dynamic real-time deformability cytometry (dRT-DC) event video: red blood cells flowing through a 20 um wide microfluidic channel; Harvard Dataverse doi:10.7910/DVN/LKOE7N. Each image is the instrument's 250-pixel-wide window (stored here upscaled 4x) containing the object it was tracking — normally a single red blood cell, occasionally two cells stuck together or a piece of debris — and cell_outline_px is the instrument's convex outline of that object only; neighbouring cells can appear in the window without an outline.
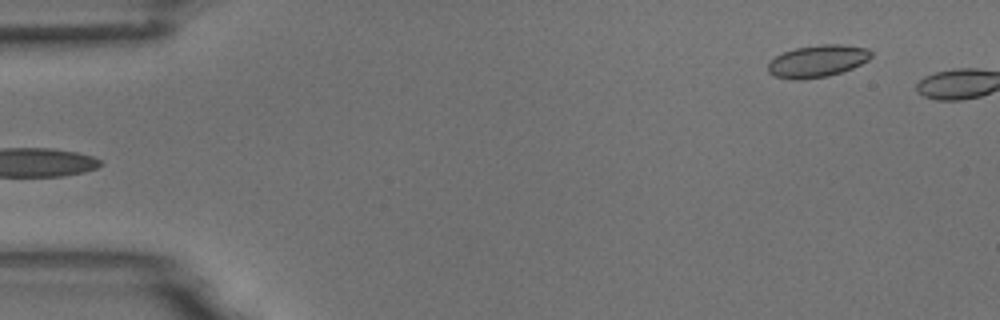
{"species": "common noctule bat (a hibernating species)", "species_latin": "Nyctalus noctula", "temperature_condition": "room temperature", "stored_images_in_passage": 4, "camera_frame_rate_fps": 3000, "um_per_image_px": 0.085, "animal": {"sex": "male", "body_mass_g": 18.8}, "frame": {"image": 1, "passage_image": 4, "time_ms": 1.0, "image_size_px": [1000, 320], "cell_outline_px": [[872, 56], [868, 60], [852, 68], [828, 76], [804, 80], [796, 80], [776, 76], [768, 72], [768, 64], [776, 56], [784, 52], [796, 48], [820, 44], [840, 44], [868, 48], [872, 52]], "centroid_in_image_um": [69.5, 5.19], "position_along_channel_um": 15.5, "area_um2": 19.25}}